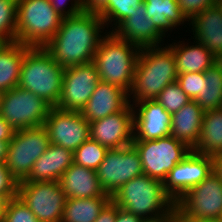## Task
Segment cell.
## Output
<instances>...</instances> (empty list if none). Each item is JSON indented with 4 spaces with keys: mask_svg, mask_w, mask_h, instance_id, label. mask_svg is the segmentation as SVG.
I'll return each instance as SVG.
<instances>
[{
    "mask_svg": "<svg viewBox=\"0 0 222 222\" xmlns=\"http://www.w3.org/2000/svg\"><path fill=\"white\" fill-rule=\"evenodd\" d=\"M103 25L98 13L82 12L63 18L58 31L44 48L64 68L93 62Z\"/></svg>",
    "mask_w": 222,
    "mask_h": 222,
    "instance_id": "cell-1",
    "label": "cell"
},
{
    "mask_svg": "<svg viewBox=\"0 0 222 222\" xmlns=\"http://www.w3.org/2000/svg\"><path fill=\"white\" fill-rule=\"evenodd\" d=\"M175 57L171 48L159 46L141 48L130 90L136 103L155 100L170 83L177 80Z\"/></svg>",
    "mask_w": 222,
    "mask_h": 222,
    "instance_id": "cell-2",
    "label": "cell"
},
{
    "mask_svg": "<svg viewBox=\"0 0 222 222\" xmlns=\"http://www.w3.org/2000/svg\"><path fill=\"white\" fill-rule=\"evenodd\" d=\"M110 33L105 38L102 36L93 63L100 81L117 85L130 93L141 48Z\"/></svg>",
    "mask_w": 222,
    "mask_h": 222,
    "instance_id": "cell-3",
    "label": "cell"
},
{
    "mask_svg": "<svg viewBox=\"0 0 222 222\" xmlns=\"http://www.w3.org/2000/svg\"><path fill=\"white\" fill-rule=\"evenodd\" d=\"M111 200L118 207L143 219L160 217L175 208V202L165 192L164 182L145 174L123 184Z\"/></svg>",
    "mask_w": 222,
    "mask_h": 222,
    "instance_id": "cell-4",
    "label": "cell"
},
{
    "mask_svg": "<svg viewBox=\"0 0 222 222\" xmlns=\"http://www.w3.org/2000/svg\"><path fill=\"white\" fill-rule=\"evenodd\" d=\"M64 69L44 47H31L24 55L17 86L56 107L61 97Z\"/></svg>",
    "mask_w": 222,
    "mask_h": 222,
    "instance_id": "cell-5",
    "label": "cell"
},
{
    "mask_svg": "<svg viewBox=\"0 0 222 222\" xmlns=\"http://www.w3.org/2000/svg\"><path fill=\"white\" fill-rule=\"evenodd\" d=\"M62 19L49 0H18L17 42L44 47L58 31Z\"/></svg>",
    "mask_w": 222,
    "mask_h": 222,
    "instance_id": "cell-6",
    "label": "cell"
},
{
    "mask_svg": "<svg viewBox=\"0 0 222 222\" xmlns=\"http://www.w3.org/2000/svg\"><path fill=\"white\" fill-rule=\"evenodd\" d=\"M178 220H221L222 179L213 171L176 203Z\"/></svg>",
    "mask_w": 222,
    "mask_h": 222,
    "instance_id": "cell-7",
    "label": "cell"
},
{
    "mask_svg": "<svg viewBox=\"0 0 222 222\" xmlns=\"http://www.w3.org/2000/svg\"><path fill=\"white\" fill-rule=\"evenodd\" d=\"M132 144L140 155L143 174L163 182L176 164L192 151L186 143L171 135L156 140L133 141Z\"/></svg>",
    "mask_w": 222,
    "mask_h": 222,
    "instance_id": "cell-8",
    "label": "cell"
},
{
    "mask_svg": "<svg viewBox=\"0 0 222 222\" xmlns=\"http://www.w3.org/2000/svg\"><path fill=\"white\" fill-rule=\"evenodd\" d=\"M50 145L48 132L44 126L14 131L8 143L6 166L20 182L25 180L35 163Z\"/></svg>",
    "mask_w": 222,
    "mask_h": 222,
    "instance_id": "cell-9",
    "label": "cell"
},
{
    "mask_svg": "<svg viewBox=\"0 0 222 222\" xmlns=\"http://www.w3.org/2000/svg\"><path fill=\"white\" fill-rule=\"evenodd\" d=\"M52 106L19 86L3 93L0 116L13 130L43 126Z\"/></svg>",
    "mask_w": 222,
    "mask_h": 222,
    "instance_id": "cell-10",
    "label": "cell"
},
{
    "mask_svg": "<svg viewBox=\"0 0 222 222\" xmlns=\"http://www.w3.org/2000/svg\"><path fill=\"white\" fill-rule=\"evenodd\" d=\"M18 197L40 222H61L67 198L59 181L19 182Z\"/></svg>",
    "mask_w": 222,
    "mask_h": 222,
    "instance_id": "cell-11",
    "label": "cell"
},
{
    "mask_svg": "<svg viewBox=\"0 0 222 222\" xmlns=\"http://www.w3.org/2000/svg\"><path fill=\"white\" fill-rule=\"evenodd\" d=\"M96 171L101 187L111 197L123 184L143 174L141 158L133 144L108 149Z\"/></svg>",
    "mask_w": 222,
    "mask_h": 222,
    "instance_id": "cell-12",
    "label": "cell"
},
{
    "mask_svg": "<svg viewBox=\"0 0 222 222\" xmlns=\"http://www.w3.org/2000/svg\"><path fill=\"white\" fill-rule=\"evenodd\" d=\"M99 82V73L93 62L65 68L56 108L81 112Z\"/></svg>",
    "mask_w": 222,
    "mask_h": 222,
    "instance_id": "cell-13",
    "label": "cell"
},
{
    "mask_svg": "<svg viewBox=\"0 0 222 222\" xmlns=\"http://www.w3.org/2000/svg\"><path fill=\"white\" fill-rule=\"evenodd\" d=\"M50 143L75 151L90 139V123L78 111L52 107L43 125Z\"/></svg>",
    "mask_w": 222,
    "mask_h": 222,
    "instance_id": "cell-14",
    "label": "cell"
},
{
    "mask_svg": "<svg viewBox=\"0 0 222 222\" xmlns=\"http://www.w3.org/2000/svg\"><path fill=\"white\" fill-rule=\"evenodd\" d=\"M212 172V157L191 151L168 173L164 181L165 192L176 203L187 191L201 183Z\"/></svg>",
    "mask_w": 222,
    "mask_h": 222,
    "instance_id": "cell-15",
    "label": "cell"
},
{
    "mask_svg": "<svg viewBox=\"0 0 222 222\" xmlns=\"http://www.w3.org/2000/svg\"><path fill=\"white\" fill-rule=\"evenodd\" d=\"M133 104L105 118L90 123V139L108 149L129 146L134 140Z\"/></svg>",
    "mask_w": 222,
    "mask_h": 222,
    "instance_id": "cell-16",
    "label": "cell"
},
{
    "mask_svg": "<svg viewBox=\"0 0 222 222\" xmlns=\"http://www.w3.org/2000/svg\"><path fill=\"white\" fill-rule=\"evenodd\" d=\"M136 104V107L139 105L140 108L137 113L133 112V141L156 140L171 135V114L161 104L156 100H145Z\"/></svg>",
    "mask_w": 222,
    "mask_h": 222,
    "instance_id": "cell-17",
    "label": "cell"
},
{
    "mask_svg": "<svg viewBox=\"0 0 222 222\" xmlns=\"http://www.w3.org/2000/svg\"><path fill=\"white\" fill-rule=\"evenodd\" d=\"M129 95L117 85L100 81L81 114L89 123L105 118L123 110L131 102Z\"/></svg>",
    "mask_w": 222,
    "mask_h": 222,
    "instance_id": "cell-18",
    "label": "cell"
},
{
    "mask_svg": "<svg viewBox=\"0 0 222 222\" xmlns=\"http://www.w3.org/2000/svg\"><path fill=\"white\" fill-rule=\"evenodd\" d=\"M132 16L124 19L112 32L119 38L137 45L139 48L159 46L163 34L147 16L145 3L135 9Z\"/></svg>",
    "mask_w": 222,
    "mask_h": 222,
    "instance_id": "cell-19",
    "label": "cell"
},
{
    "mask_svg": "<svg viewBox=\"0 0 222 222\" xmlns=\"http://www.w3.org/2000/svg\"><path fill=\"white\" fill-rule=\"evenodd\" d=\"M73 163V151L50 143L44 154L35 161L29 176L20 182L59 181Z\"/></svg>",
    "mask_w": 222,
    "mask_h": 222,
    "instance_id": "cell-20",
    "label": "cell"
},
{
    "mask_svg": "<svg viewBox=\"0 0 222 222\" xmlns=\"http://www.w3.org/2000/svg\"><path fill=\"white\" fill-rule=\"evenodd\" d=\"M66 198H95L110 196L100 185L97 171L73 163L59 179Z\"/></svg>",
    "mask_w": 222,
    "mask_h": 222,
    "instance_id": "cell-21",
    "label": "cell"
},
{
    "mask_svg": "<svg viewBox=\"0 0 222 222\" xmlns=\"http://www.w3.org/2000/svg\"><path fill=\"white\" fill-rule=\"evenodd\" d=\"M196 43L202 44L217 59H222V13L216 5L191 18Z\"/></svg>",
    "mask_w": 222,
    "mask_h": 222,
    "instance_id": "cell-22",
    "label": "cell"
},
{
    "mask_svg": "<svg viewBox=\"0 0 222 222\" xmlns=\"http://www.w3.org/2000/svg\"><path fill=\"white\" fill-rule=\"evenodd\" d=\"M204 112L195 100H190L171 114V136L193 149L200 139Z\"/></svg>",
    "mask_w": 222,
    "mask_h": 222,
    "instance_id": "cell-23",
    "label": "cell"
},
{
    "mask_svg": "<svg viewBox=\"0 0 222 222\" xmlns=\"http://www.w3.org/2000/svg\"><path fill=\"white\" fill-rule=\"evenodd\" d=\"M197 44L190 47L189 45H187V47L182 44H179L178 46H169L175 57L178 74L196 72L204 73L209 67L219 60L202 44Z\"/></svg>",
    "mask_w": 222,
    "mask_h": 222,
    "instance_id": "cell-24",
    "label": "cell"
},
{
    "mask_svg": "<svg viewBox=\"0 0 222 222\" xmlns=\"http://www.w3.org/2000/svg\"><path fill=\"white\" fill-rule=\"evenodd\" d=\"M30 48L19 42L6 43L0 48V91L6 92L18 85L23 58Z\"/></svg>",
    "mask_w": 222,
    "mask_h": 222,
    "instance_id": "cell-25",
    "label": "cell"
},
{
    "mask_svg": "<svg viewBox=\"0 0 222 222\" xmlns=\"http://www.w3.org/2000/svg\"><path fill=\"white\" fill-rule=\"evenodd\" d=\"M192 151L211 157L222 153V108L204 112L200 139Z\"/></svg>",
    "mask_w": 222,
    "mask_h": 222,
    "instance_id": "cell-26",
    "label": "cell"
},
{
    "mask_svg": "<svg viewBox=\"0 0 222 222\" xmlns=\"http://www.w3.org/2000/svg\"><path fill=\"white\" fill-rule=\"evenodd\" d=\"M111 196L67 198L61 222H95Z\"/></svg>",
    "mask_w": 222,
    "mask_h": 222,
    "instance_id": "cell-27",
    "label": "cell"
},
{
    "mask_svg": "<svg viewBox=\"0 0 222 222\" xmlns=\"http://www.w3.org/2000/svg\"><path fill=\"white\" fill-rule=\"evenodd\" d=\"M144 3L147 16L164 36V32L187 19L177 0H144Z\"/></svg>",
    "mask_w": 222,
    "mask_h": 222,
    "instance_id": "cell-28",
    "label": "cell"
},
{
    "mask_svg": "<svg viewBox=\"0 0 222 222\" xmlns=\"http://www.w3.org/2000/svg\"><path fill=\"white\" fill-rule=\"evenodd\" d=\"M201 92L195 101L204 111L222 108V61L218 60L204 72Z\"/></svg>",
    "mask_w": 222,
    "mask_h": 222,
    "instance_id": "cell-29",
    "label": "cell"
},
{
    "mask_svg": "<svg viewBox=\"0 0 222 222\" xmlns=\"http://www.w3.org/2000/svg\"><path fill=\"white\" fill-rule=\"evenodd\" d=\"M107 151V147L89 139L73 152L74 163L82 167L97 170L104 160Z\"/></svg>",
    "mask_w": 222,
    "mask_h": 222,
    "instance_id": "cell-30",
    "label": "cell"
},
{
    "mask_svg": "<svg viewBox=\"0 0 222 222\" xmlns=\"http://www.w3.org/2000/svg\"><path fill=\"white\" fill-rule=\"evenodd\" d=\"M144 0H109L105 7L98 13L104 24L109 21H116L118 26L124 19L132 16V13L139 8Z\"/></svg>",
    "mask_w": 222,
    "mask_h": 222,
    "instance_id": "cell-31",
    "label": "cell"
},
{
    "mask_svg": "<svg viewBox=\"0 0 222 222\" xmlns=\"http://www.w3.org/2000/svg\"><path fill=\"white\" fill-rule=\"evenodd\" d=\"M18 0H0V37L6 43L17 42Z\"/></svg>",
    "mask_w": 222,
    "mask_h": 222,
    "instance_id": "cell-32",
    "label": "cell"
},
{
    "mask_svg": "<svg viewBox=\"0 0 222 222\" xmlns=\"http://www.w3.org/2000/svg\"><path fill=\"white\" fill-rule=\"evenodd\" d=\"M170 114L180 110L191 99L185 94L177 81L168 84L155 99Z\"/></svg>",
    "mask_w": 222,
    "mask_h": 222,
    "instance_id": "cell-33",
    "label": "cell"
},
{
    "mask_svg": "<svg viewBox=\"0 0 222 222\" xmlns=\"http://www.w3.org/2000/svg\"><path fill=\"white\" fill-rule=\"evenodd\" d=\"M4 222H40L31 210L17 196L7 206Z\"/></svg>",
    "mask_w": 222,
    "mask_h": 222,
    "instance_id": "cell-34",
    "label": "cell"
},
{
    "mask_svg": "<svg viewBox=\"0 0 222 222\" xmlns=\"http://www.w3.org/2000/svg\"><path fill=\"white\" fill-rule=\"evenodd\" d=\"M182 91L189 96L191 100H195L201 92L202 81H205L203 72L181 73L178 74L177 80Z\"/></svg>",
    "mask_w": 222,
    "mask_h": 222,
    "instance_id": "cell-35",
    "label": "cell"
},
{
    "mask_svg": "<svg viewBox=\"0 0 222 222\" xmlns=\"http://www.w3.org/2000/svg\"><path fill=\"white\" fill-rule=\"evenodd\" d=\"M187 20L202 12L205 8L216 5L217 0H177Z\"/></svg>",
    "mask_w": 222,
    "mask_h": 222,
    "instance_id": "cell-36",
    "label": "cell"
},
{
    "mask_svg": "<svg viewBox=\"0 0 222 222\" xmlns=\"http://www.w3.org/2000/svg\"><path fill=\"white\" fill-rule=\"evenodd\" d=\"M19 181L10 173L5 162H0V193H18Z\"/></svg>",
    "mask_w": 222,
    "mask_h": 222,
    "instance_id": "cell-37",
    "label": "cell"
},
{
    "mask_svg": "<svg viewBox=\"0 0 222 222\" xmlns=\"http://www.w3.org/2000/svg\"><path fill=\"white\" fill-rule=\"evenodd\" d=\"M67 0H49L51 3L53 9L63 18L66 17H71L78 15L83 12V5H82V0H74V4L70 7V9L66 11L65 8H63V3Z\"/></svg>",
    "mask_w": 222,
    "mask_h": 222,
    "instance_id": "cell-38",
    "label": "cell"
},
{
    "mask_svg": "<svg viewBox=\"0 0 222 222\" xmlns=\"http://www.w3.org/2000/svg\"><path fill=\"white\" fill-rule=\"evenodd\" d=\"M117 205L111 200L100 212L95 222H115Z\"/></svg>",
    "mask_w": 222,
    "mask_h": 222,
    "instance_id": "cell-39",
    "label": "cell"
},
{
    "mask_svg": "<svg viewBox=\"0 0 222 222\" xmlns=\"http://www.w3.org/2000/svg\"><path fill=\"white\" fill-rule=\"evenodd\" d=\"M109 0H82L83 12L99 13Z\"/></svg>",
    "mask_w": 222,
    "mask_h": 222,
    "instance_id": "cell-40",
    "label": "cell"
},
{
    "mask_svg": "<svg viewBox=\"0 0 222 222\" xmlns=\"http://www.w3.org/2000/svg\"><path fill=\"white\" fill-rule=\"evenodd\" d=\"M143 218L117 206L115 222H143Z\"/></svg>",
    "mask_w": 222,
    "mask_h": 222,
    "instance_id": "cell-41",
    "label": "cell"
},
{
    "mask_svg": "<svg viewBox=\"0 0 222 222\" xmlns=\"http://www.w3.org/2000/svg\"><path fill=\"white\" fill-rule=\"evenodd\" d=\"M17 196L18 193H0V222H4L8 203Z\"/></svg>",
    "mask_w": 222,
    "mask_h": 222,
    "instance_id": "cell-42",
    "label": "cell"
},
{
    "mask_svg": "<svg viewBox=\"0 0 222 222\" xmlns=\"http://www.w3.org/2000/svg\"><path fill=\"white\" fill-rule=\"evenodd\" d=\"M14 131L15 130L0 116V141L10 142Z\"/></svg>",
    "mask_w": 222,
    "mask_h": 222,
    "instance_id": "cell-43",
    "label": "cell"
},
{
    "mask_svg": "<svg viewBox=\"0 0 222 222\" xmlns=\"http://www.w3.org/2000/svg\"><path fill=\"white\" fill-rule=\"evenodd\" d=\"M143 222H178V213L176 207L167 214L152 219H144Z\"/></svg>",
    "mask_w": 222,
    "mask_h": 222,
    "instance_id": "cell-44",
    "label": "cell"
},
{
    "mask_svg": "<svg viewBox=\"0 0 222 222\" xmlns=\"http://www.w3.org/2000/svg\"><path fill=\"white\" fill-rule=\"evenodd\" d=\"M212 160L213 171L222 179V153L214 155Z\"/></svg>",
    "mask_w": 222,
    "mask_h": 222,
    "instance_id": "cell-45",
    "label": "cell"
},
{
    "mask_svg": "<svg viewBox=\"0 0 222 222\" xmlns=\"http://www.w3.org/2000/svg\"><path fill=\"white\" fill-rule=\"evenodd\" d=\"M8 143L0 141V162L6 161Z\"/></svg>",
    "mask_w": 222,
    "mask_h": 222,
    "instance_id": "cell-46",
    "label": "cell"
},
{
    "mask_svg": "<svg viewBox=\"0 0 222 222\" xmlns=\"http://www.w3.org/2000/svg\"><path fill=\"white\" fill-rule=\"evenodd\" d=\"M178 222H221V221L220 220L208 221V220L187 219V220H178Z\"/></svg>",
    "mask_w": 222,
    "mask_h": 222,
    "instance_id": "cell-47",
    "label": "cell"
},
{
    "mask_svg": "<svg viewBox=\"0 0 222 222\" xmlns=\"http://www.w3.org/2000/svg\"><path fill=\"white\" fill-rule=\"evenodd\" d=\"M216 6L218 7V9H219V10L221 11V13H222V0H217Z\"/></svg>",
    "mask_w": 222,
    "mask_h": 222,
    "instance_id": "cell-48",
    "label": "cell"
},
{
    "mask_svg": "<svg viewBox=\"0 0 222 222\" xmlns=\"http://www.w3.org/2000/svg\"><path fill=\"white\" fill-rule=\"evenodd\" d=\"M6 42L0 37V48L3 47Z\"/></svg>",
    "mask_w": 222,
    "mask_h": 222,
    "instance_id": "cell-49",
    "label": "cell"
},
{
    "mask_svg": "<svg viewBox=\"0 0 222 222\" xmlns=\"http://www.w3.org/2000/svg\"><path fill=\"white\" fill-rule=\"evenodd\" d=\"M3 93H4V92L0 91V106H1V103H2Z\"/></svg>",
    "mask_w": 222,
    "mask_h": 222,
    "instance_id": "cell-50",
    "label": "cell"
}]
</instances>
